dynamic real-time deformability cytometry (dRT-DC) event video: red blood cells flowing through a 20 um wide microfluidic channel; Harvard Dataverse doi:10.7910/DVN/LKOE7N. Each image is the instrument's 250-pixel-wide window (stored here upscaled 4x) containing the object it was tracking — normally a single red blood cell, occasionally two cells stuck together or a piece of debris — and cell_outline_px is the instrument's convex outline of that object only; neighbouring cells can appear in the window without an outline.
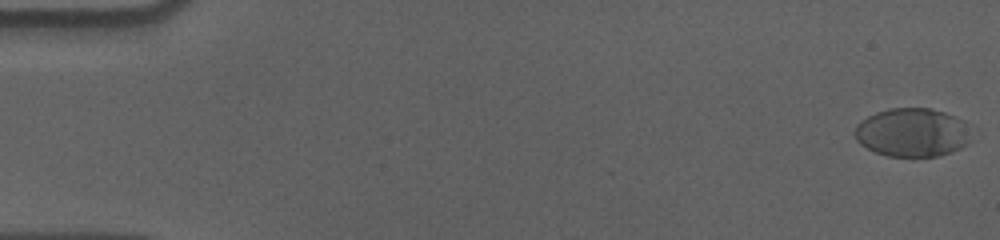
{"species": "human", "species_latin": "Homo sapiens", "temperature_condition": "cold", "stored_images_in_passage": 57, "camera_frame_rate_fps": 3000, "um_per_image_px": 0.085, "donor": {"sex": "male"}, "frame": {"image": 1, "passage_image": 1, "time_ms": 0.0, "image_size_px": [1000, 240], "cell_outline_px": [[968, 140], [960, 148], [952, 152], [940, 156], [888, 156], [876, 152], [860, 144], [856, 140], [856, 124], [868, 116], [876, 112], [888, 108], [928, 108], [944, 112], [956, 116], [964, 120]], "centroid_in_image_um": [77.51, 11.25], "position_along_channel_um": 7.5, "area_um2": 32.6}}
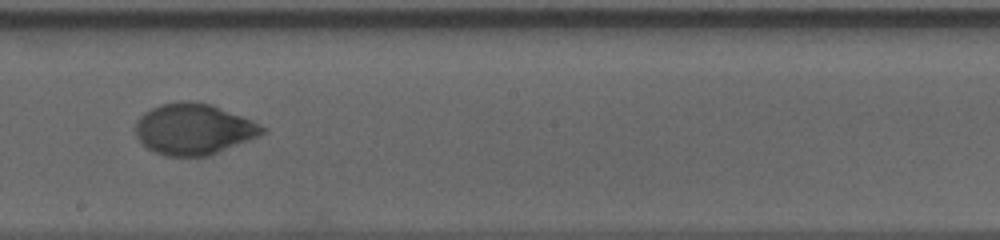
{"frame": {"image": 2, "passage_image": 33, "time_ms": 10.667, "image_size_px": [1000, 240], "cell_outline_px": [[268, 128], [264, 132], [256, 136], [208, 156], [164, 156], [148, 148], [136, 136], [136, 120], [144, 112], [160, 104], [212, 104], [252, 120]], "centroid_in_image_um": [16.45, 11.0], "position_along_channel_um": 231.7, "area_um2": 36.65}}
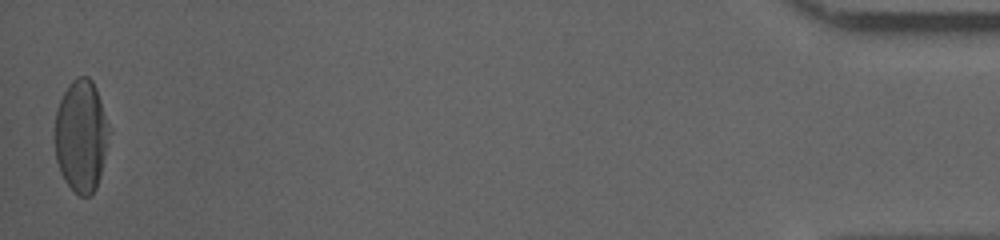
{"frame": {"image": 3, "passage_image": 57, "time_ms": 18.667, "image_size_px": [1000, 240], "cell_outline_px": [[112, 132], [100, 176], [96, 188], [88, 196], [80, 196], [64, 180], [60, 172], [56, 160], [52, 136], [52, 132], [56, 112], [60, 100], [68, 84], [76, 76], [88, 76], [92, 80], [96, 88], [112, 128]], "centroid_in_image_um": [6.9, 11.52], "position_along_channel_um": 428.3, "area_um2": 36.65}, "authors_computed_cell_mechanics": {"area_um2": 36.5874, "velocity_mm_per_s": 3.5905, "shape_relaxation_time_tau1_ms": 4.9073, "shape_relaxation_time_tau2_ms": 1.01, "deformation_change_tau1": 0.1728, "deformation_change_tau2": 0.0375}}